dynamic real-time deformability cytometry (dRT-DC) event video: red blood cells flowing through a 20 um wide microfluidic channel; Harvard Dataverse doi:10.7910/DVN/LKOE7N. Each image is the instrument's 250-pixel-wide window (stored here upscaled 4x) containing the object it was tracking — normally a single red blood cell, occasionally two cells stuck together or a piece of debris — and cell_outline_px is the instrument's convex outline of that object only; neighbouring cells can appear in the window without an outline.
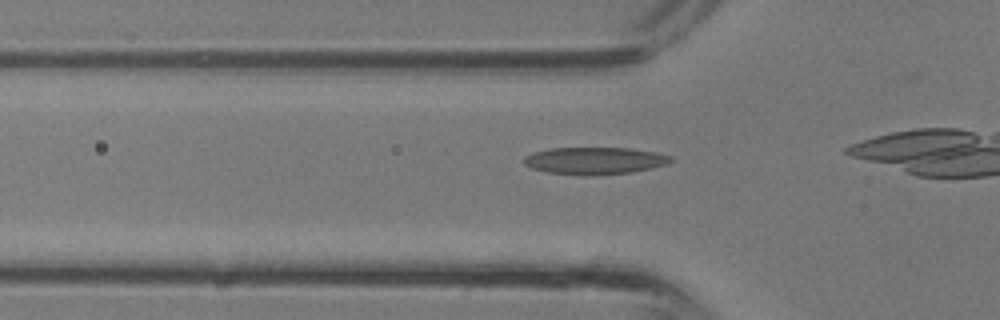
{"species": "common noctule bat (a hibernating species)", "species_latin": "Nyctalus noctula", "temperature_condition": "room temperature", "stored_images_in_passage": 7, "camera_frame_rate_fps": 3000, "um_per_image_px": 0.085, "animal": {"sex": "male", "body_mass_g": 13.3}, "frame": {"image": 1, "passage_image": 3, "time_ms": 0.667, "image_size_px": [1000, 320], "cell_outline_px": [[672, 160], [668, 164], [652, 168], [632, 172], [548, 172], [532, 168], [524, 164], [524, 156], [536, 152], [552, 148], [628, 148], [656, 152], [672, 156]], "centroid_in_image_um": [50.61, 13.6], "position_along_channel_um": 75.2, "area_um2": 21.96}}